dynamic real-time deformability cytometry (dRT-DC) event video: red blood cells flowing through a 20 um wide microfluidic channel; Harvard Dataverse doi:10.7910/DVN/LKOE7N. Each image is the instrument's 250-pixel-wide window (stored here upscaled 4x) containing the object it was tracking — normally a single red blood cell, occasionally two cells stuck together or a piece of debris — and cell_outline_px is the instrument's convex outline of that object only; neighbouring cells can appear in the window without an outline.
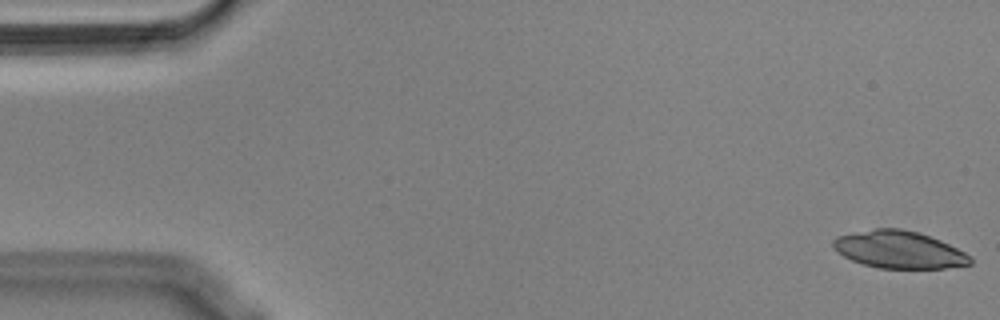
{"species": "Egyptian fruit bat (a non-hibernating species)", "species_latin": "Rousettus aegyptiacus", "temperature_condition": "cold", "stored_images_in_passage": 55, "camera_frame_rate_fps": 3000, "um_per_image_px": 0.085, "animal": {"sex": "male"}, "frame": {"image": 1, "passage_image": 1, "time_ms": 0.0, "image_size_px": [1000, 320], "cell_outline_px": [[972, 264], [944, 268], [876, 268], [852, 260], [844, 256], [832, 244], [832, 240], [836, 236], [876, 228], [900, 228], [916, 232], [940, 240], [972, 256]], "centroid_in_image_um": [76.43, 21.22], "position_along_channel_um": 8.6, "area_um2": 29.54}}
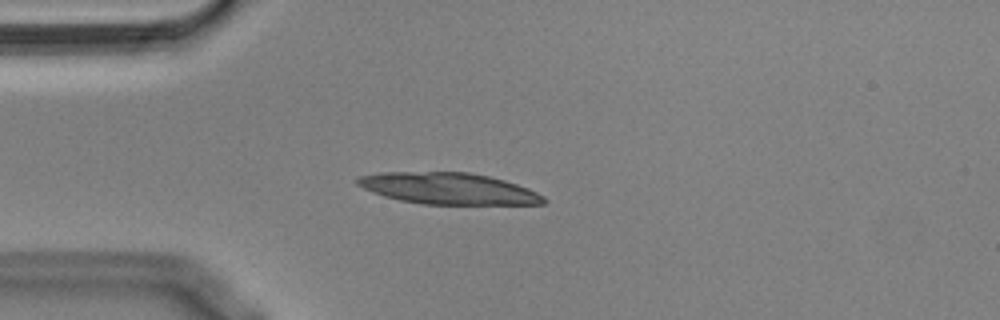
{"frame": {"image": 2, "passage_image": 14, "time_ms": 4.333, "image_size_px": [1000, 320], "cell_outline_px": [[548, 200], [544, 204], [420, 204], [400, 200], [384, 196], [372, 192], [356, 184], [356, 180], [360, 176], [380, 172], [468, 172], [488, 176], [504, 180], [528, 188], [544, 196]], "centroid_in_image_um": [38.11, 16.02], "position_along_channel_um": 46.9, "area_um2": 34.04}}